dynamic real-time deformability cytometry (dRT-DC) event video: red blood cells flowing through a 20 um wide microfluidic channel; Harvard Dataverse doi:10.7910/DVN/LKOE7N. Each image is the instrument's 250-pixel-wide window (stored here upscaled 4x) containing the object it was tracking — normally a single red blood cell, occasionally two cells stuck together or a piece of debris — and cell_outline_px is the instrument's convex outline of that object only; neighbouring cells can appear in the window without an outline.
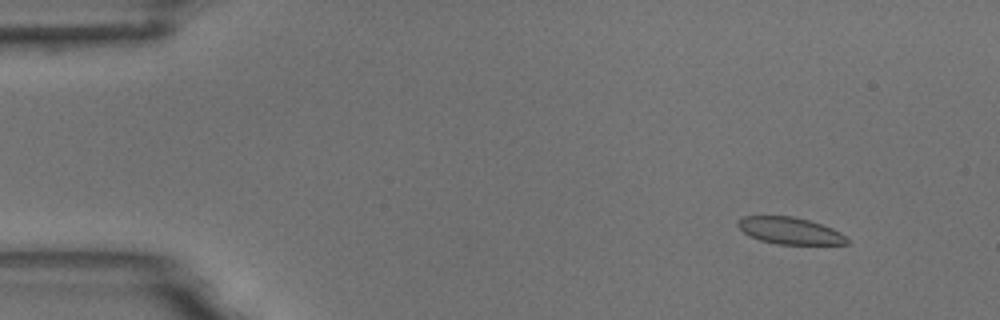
{"species": "common noctule bat (a hibernating species)", "species_latin": "Nyctalus noctula", "temperature_condition": "room temperature", "stored_images_in_passage": 55, "camera_frame_rate_fps": 3000, "um_per_image_px": 0.085, "animal": {"sex": "male", "body_mass_g": 18.8}, "frame": {"image": 1, "passage_image": 6, "time_ms": 1.667, "image_size_px": [1000, 320], "cell_outline_px": [[848, 244], [776, 244], [760, 240], [748, 236], [736, 224], [736, 220], [744, 216], [792, 216], [808, 220], [832, 228], [840, 232], [848, 240]], "centroid_in_image_um": [67.09, 19.61], "position_along_channel_um": 17.9, "area_um2": 16.99}}
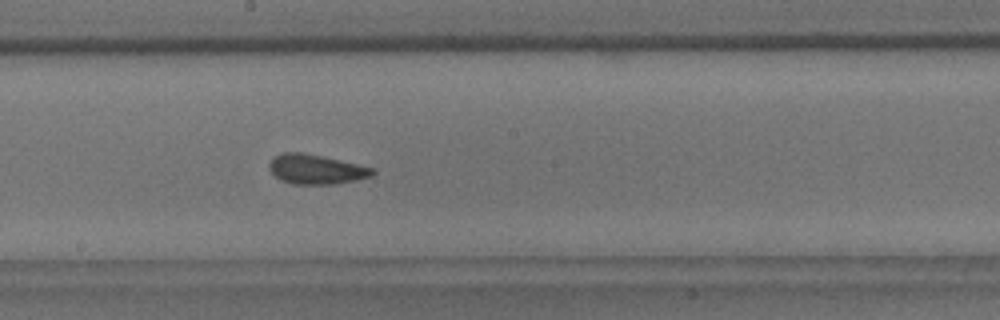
{"frame": {"image": 2, "passage_image": 30, "time_ms": 9.667, "image_size_px": [1000, 320], "cell_outline_px": [[376, 172], [372, 176], [356, 180], [332, 184], [292, 184], [280, 180], [268, 168], [268, 164], [272, 156], [284, 152], [304, 152], [376, 168]], "centroid_in_image_um": [26.85, 14.38], "position_along_channel_um": 221.3, "area_um2": 18.03}}
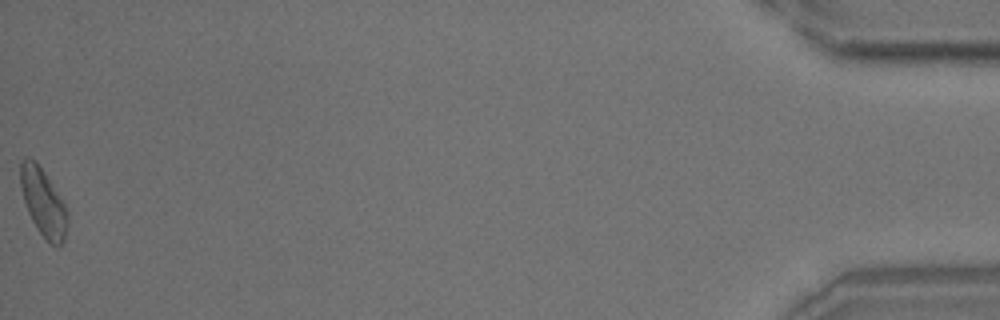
{"frame": {"image": 3, "passage_image": 55, "time_ms": 18.0, "image_size_px": [1000, 320], "cell_outline_px": [[68, 224], [64, 240], [56, 248], [36, 228], [28, 212], [24, 200], [20, 184], [20, 164], [24, 156], [28, 156], [36, 160], [44, 172], [64, 204], [68, 212]], "centroid_in_image_um": [3.67, 17.18], "position_along_channel_um": 431.5, "area_um2": 18.38}, "authors_computed_cell_mechanics": {"area_um2": 17.629, "velocity_mm_per_s": 3.7083, "shape_relaxation_time_tau1_ms": null, "shape_relaxation_time_tau2_ms": 1.88, "deformation_change_tau1": null, "deformation_change_tau2": 0.0728}}